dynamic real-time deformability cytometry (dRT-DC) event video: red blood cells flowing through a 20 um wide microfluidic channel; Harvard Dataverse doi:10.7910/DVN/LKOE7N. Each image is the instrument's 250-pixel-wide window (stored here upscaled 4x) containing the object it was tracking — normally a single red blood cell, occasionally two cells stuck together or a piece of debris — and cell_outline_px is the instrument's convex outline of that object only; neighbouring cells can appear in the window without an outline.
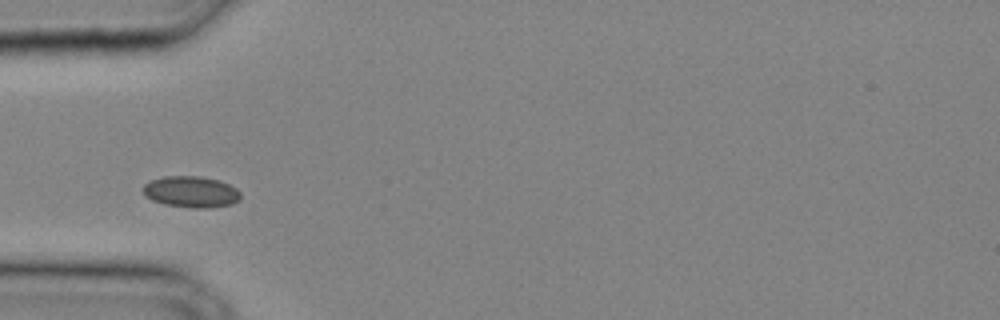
{"species": "common noctule bat (a hibernating species)", "species_latin": "Nyctalus noctula", "temperature_condition": "cold", "stored_images_in_passage": 27, "camera_frame_rate_fps": 3000, "um_per_image_px": 0.085, "animal": {"sex": "male", "body_mass_g": 20.4}, "frame": {"image": 1, "passage_image": 5, "time_ms": 1.333, "image_size_px": [1000, 320], "cell_outline_px": [[240, 200], [232, 204], [208, 208], [196, 208], [164, 204], [152, 200], [144, 192], [144, 184], [152, 180], [164, 176], [200, 176], [220, 180], [236, 188], [240, 192]], "centroid_in_image_um": [16.28, 16.3], "position_along_channel_um": 68.7, "area_um2": 17.69}}
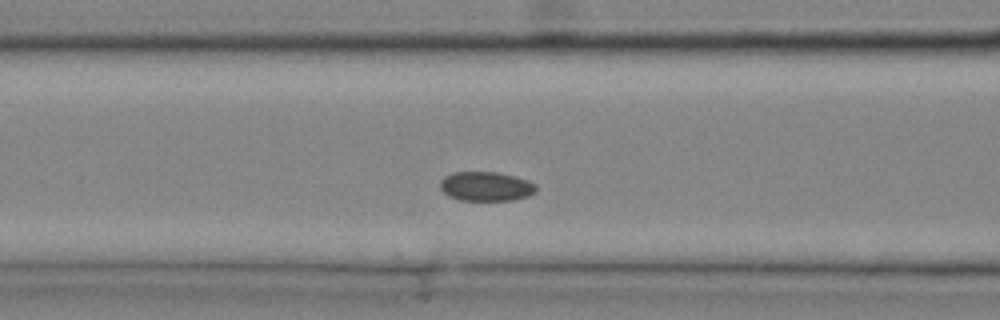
{"frame": {"image": 2, "passage_image": 8, "time_ms": 2.333, "image_size_px": [1000, 320], "cell_outline_px": [[536, 192], [528, 196], [516, 200], [460, 200], [448, 196], [440, 188], [440, 180], [444, 176], [452, 172], [496, 172], [516, 176], [528, 180], [536, 184]], "centroid_in_image_um": [41.32, 15.84], "position_along_channel_um": 125.3, "area_um2": 16.59}}